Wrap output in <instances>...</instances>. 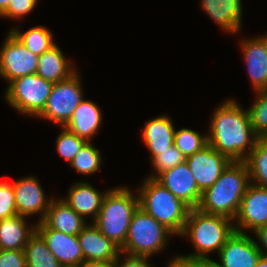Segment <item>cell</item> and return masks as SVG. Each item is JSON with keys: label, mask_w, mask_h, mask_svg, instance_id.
I'll list each match as a JSON object with an SVG mask.
<instances>
[{"label": "cell", "mask_w": 267, "mask_h": 267, "mask_svg": "<svg viewBox=\"0 0 267 267\" xmlns=\"http://www.w3.org/2000/svg\"><path fill=\"white\" fill-rule=\"evenodd\" d=\"M208 144V135L193 129L181 128L174 133V145L186 157L193 155Z\"/></svg>", "instance_id": "29"}, {"label": "cell", "mask_w": 267, "mask_h": 267, "mask_svg": "<svg viewBox=\"0 0 267 267\" xmlns=\"http://www.w3.org/2000/svg\"><path fill=\"white\" fill-rule=\"evenodd\" d=\"M240 47L253 90L255 92L265 90L267 88V34L255 36L253 39H242Z\"/></svg>", "instance_id": "16"}, {"label": "cell", "mask_w": 267, "mask_h": 267, "mask_svg": "<svg viewBox=\"0 0 267 267\" xmlns=\"http://www.w3.org/2000/svg\"><path fill=\"white\" fill-rule=\"evenodd\" d=\"M258 239L257 246L261 251V254L267 256V224L259 227L255 232H253ZM260 244H259V243Z\"/></svg>", "instance_id": "37"}, {"label": "cell", "mask_w": 267, "mask_h": 267, "mask_svg": "<svg viewBox=\"0 0 267 267\" xmlns=\"http://www.w3.org/2000/svg\"><path fill=\"white\" fill-rule=\"evenodd\" d=\"M109 190L99 192L90 182L78 181L69 187L67 197L62 199L77 214L84 219L90 217L94 222L100 212L103 199Z\"/></svg>", "instance_id": "18"}, {"label": "cell", "mask_w": 267, "mask_h": 267, "mask_svg": "<svg viewBox=\"0 0 267 267\" xmlns=\"http://www.w3.org/2000/svg\"><path fill=\"white\" fill-rule=\"evenodd\" d=\"M17 214L25 217L39 214L37 222L44 219L52 199L47 198L40 182L34 176L21 177L12 182Z\"/></svg>", "instance_id": "12"}, {"label": "cell", "mask_w": 267, "mask_h": 267, "mask_svg": "<svg viewBox=\"0 0 267 267\" xmlns=\"http://www.w3.org/2000/svg\"><path fill=\"white\" fill-rule=\"evenodd\" d=\"M254 100L248 112L254 132L259 138L267 137V91H256Z\"/></svg>", "instance_id": "30"}, {"label": "cell", "mask_w": 267, "mask_h": 267, "mask_svg": "<svg viewBox=\"0 0 267 267\" xmlns=\"http://www.w3.org/2000/svg\"><path fill=\"white\" fill-rule=\"evenodd\" d=\"M80 72L76 71L69 78L54 83L43 111L36 117L64 126L71 118L76 107L84 99Z\"/></svg>", "instance_id": "8"}, {"label": "cell", "mask_w": 267, "mask_h": 267, "mask_svg": "<svg viewBox=\"0 0 267 267\" xmlns=\"http://www.w3.org/2000/svg\"><path fill=\"white\" fill-rule=\"evenodd\" d=\"M122 255H124L125 259L121 257ZM149 260L150 257L147 256H132L120 252L114 262V267H152L151 265L153 264H149Z\"/></svg>", "instance_id": "36"}, {"label": "cell", "mask_w": 267, "mask_h": 267, "mask_svg": "<svg viewBox=\"0 0 267 267\" xmlns=\"http://www.w3.org/2000/svg\"><path fill=\"white\" fill-rule=\"evenodd\" d=\"M217 255L222 267H255L262 254L254 238L235 231Z\"/></svg>", "instance_id": "14"}, {"label": "cell", "mask_w": 267, "mask_h": 267, "mask_svg": "<svg viewBox=\"0 0 267 267\" xmlns=\"http://www.w3.org/2000/svg\"><path fill=\"white\" fill-rule=\"evenodd\" d=\"M67 59L60 47L55 45L39 56L36 74L52 83L65 80L77 71V66Z\"/></svg>", "instance_id": "23"}, {"label": "cell", "mask_w": 267, "mask_h": 267, "mask_svg": "<svg viewBox=\"0 0 267 267\" xmlns=\"http://www.w3.org/2000/svg\"><path fill=\"white\" fill-rule=\"evenodd\" d=\"M10 32L37 56L56 45L53 34L45 26H34L25 32L13 27Z\"/></svg>", "instance_id": "25"}, {"label": "cell", "mask_w": 267, "mask_h": 267, "mask_svg": "<svg viewBox=\"0 0 267 267\" xmlns=\"http://www.w3.org/2000/svg\"><path fill=\"white\" fill-rule=\"evenodd\" d=\"M234 221L235 231L240 233H245L247 230L255 232L259 227L267 224L266 187L249 184Z\"/></svg>", "instance_id": "11"}, {"label": "cell", "mask_w": 267, "mask_h": 267, "mask_svg": "<svg viewBox=\"0 0 267 267\" xmlns=\"http://www.w3.org/2000/svg\"><path fill=\"white\" fill-rule=\"evenodd\" d=\"M84 261L115 262L120 248L104 236L98 227L91 222L78 234Z\"/></svg>", "instance_id": "17"}, {"label": "cell", "mask_w": 267, "mask_h": 267, "mask_svg": "<svg viewBox=\"0 0 267 267\" xmlns=\"http://www.w3.org/2000/svg\"><path fill=\"white\" fill-rule=\"evenodd\" d=\"M0 267H27L24 250H1Z\"/></svg>", "instance_id": "35"}, {"label": "cell", "mask_w": 267, "mask_h": 267, "mask_svg": "<svg viewBox=\"0 0 267 267\" xmlns=\"http://www.w3.org/2000/svg\"><path fill=\"white\" fill-rule=\"evenodd\" d=\"M175 236L163 224L155 220L140 207L133 213L129 231L120 252L132 256L152 257L165 250L168 239Z\"/></svg>", "instance_id": "6"}, {"label": "cell", "mask_w": 267, "mask_h": 267, "mask_svg": "<svg viewBox=\"0 0 267 267\" xmlns=\"http://www.w3.org/2000/svg\"><path fill=\"white\" fill-rule=\"evenodd\" d=\"M234 220L223 216L206 214L198 208L190 209L183 231L179 236L190 239L195 252L177 255V259H207L214 251L219 253L225 242L235 232Z\"/></svg>", "instance_id": "3"}, {"label": "cell", "mask_w": 267, "mask_h": 267, "mask_svg": "<svg viewBox=\"0 0 267 267\" xmlns=\"http://www.w3.org/2000/svg\"><path fill=\"white\" fill-rule=\"evenodd\" d=\"M231 162L209 143L198 152L186 157V163L202 193L218 180Z\"/></svg>", "instance_id": "10"}, {"label": "cell", "mask_w": 267, "mask_h": 267, "mask_svg": "<svg viewBox=\"0 0 267 267\" xmlns=\"http://www.w3.org/2000/svg\"><path fill=\"white\" fill-rule=\"evenodd\" d=\"M36 231L42 236L48 249L63 267H77L84 261L78 235H69L50 229L42 221L36 223Z\"/></svg>", "instance_id": "15"}, {"label": "cell", "mask_w": 267, "mask_h": 267, "mask_svg": "<svg viewBox=\"0 0 267 267\" xmlns=\"http://www.w3.org/2000/svg\"><path fill=\"white\" fill-rule=\"evenodd\" d=\"M206 14L226 33H237L242 25V0H201Z\"/></svg>", "instance_id": "19"}, {"label": "cell", "mask_w": 267, "mask_h": 267, "mask_svg": "<svg viewBox=\"0 0 267 267\" xmlns=\"http://www.w3.org/2000/svg\"><path fill=\"white\" fill-rule=\"evenodd\" d=\"M39 0H10L7 9L0 15L4 19H22L34 11Z\"/></svg>", "instance_id": "34"}, {"label": "cell", "mask_w": 267, "mask_h": 267, "mask_svg": "<svg viewBox=\"0 0 267 267\" xmlns=\"http://www.w3.org/2000/svg\"><path fill=\"white\" fill-rule=\"evenodd\" d=\"M127 187L111 188L103 199L93 222L100 232L121 248L127 238L133 213L139 207V196Z\"/></svg>", "instance_id": "5"}, {"label": "cell", "mask_w": 267, "mask_h": 267, "mask_svg": "<svg viewBox=\"0 0 267 267\" xmlns=\"http://www.w3.org/2000/svg\"><path fill=\"white\" fill-rule=\"evenodd\" d=\"M167 265V267H190L185 261L177 259V255L173 256V258L169 260Z\"/></svg>", "instance_id": "40"}, {"label": "cell", "mask_w": 267, "mask_h": 267, "mask_svg": "<svg viewBox=\"0 0 267 267\" xmlns=\"http://www.w3.org/2000/svg\"><path fill=\"white\" fill-rule=\"evenodd\" d=\"M0 48V77L9 84L16 78L36 74L39 56L26 48L10 31Z\"/></svg>", "instance_id": "9"}, {"label": "cell", "mask_w": 267, "mask_h": 267, "mask_svg": "<svg viewBox=\"0 0 267 267\" xmlns=\"http://www.w3.org/2000/svg\"><path fill=\"white\" fill-rule=\"evenodd\" d=\"M211 117L208 143L231 161H245L259 139L248 109H242L234 99H226Z\"/></svg>", "instance_id": "1"}, {"label": "cell", "mask_w": 267, "mask_h": 267, "mask_svg": "<svg viewBox=\"0 0 267 267\" xmlns=\"http://www.w3.org/2000/svg\"><path fill=\"white\" fill-rule=\"evenodd\" d=\"M250 182L267 188V139L259 138L247 156Z\"/></svg>", "instance_id": "27"}, {"label": "cell", "mask_w": 267, "mask_h": 267, "mask_svg": "<svg viewBox=\"0 0 267 267\" xmlns=\"http://www.w3.org/2000/svg\"><path fill=\"white\" fill-rule=\"evenodd\" d=\"M60 128L63 130H61L56 138V150L60 157L65 159V161H68L70 164L80 148L87 141L81 137H78L64 126H60Z\"/></svg>", "instance_id": "31"}, {"label": "cell", "mask_w": 267, "mask_h": 267, "mask_svg": "<svg viewBox=\"0 0 267 267\" xmlns=\"http://www.w3.org/2000/svg\"><path fill=\"white\" fill-rule=\"evenodd\" d=\"M141 130V137L151 152L150 160L174 144L175 127L168 115H159L148 120Z\"/></svg>", "instance_id": "22"}, {"label": "cell", "mask_w": 267, "mask_h": 267, "mask_svg": "<svg viewBox=\"0 0 267 267\" xmlns=\"http://www.w3.org/2000/svg\"><path fill=\"white\" fill-rule=\"evenodd\" d=\"M53 85L37 74L16 78L4 92L6 103L20 114L36 118L45 108Z\"/></svg>", "instance_id": "7"}, {"label": "cell", "mask_w": 267, "mask_h": 267, "mask_svg": "<svg viewBox=\"0 0 267 267\" xmlns=\"http://www.w3.org/2000/svg\"><path fill=\"white\" fill-rule=\"evenodd\" d=\"M17 215L15 192L12 183L0 181V221Z\"/></svg>", "instance_id": "33"}, {"label": "cell", "mask_w": 267, "mask_h": 267, "mask_svg": "<svg viewBox=\"0 0 267 267\" xmlns=\"http://www.w3.org/2000/svg\"><path fill=\"white\" fill-rule=\"evenodd\" d=\"M190 267H222L219 262L211 258L207 259H192L185 261Z\"/></svg>", "instance_id": "38"}, {"label": "cell", "mask_w": 267, "mask_h": 267, "mask_svg": "<svg viewBox=\"0 0 267 267\" xmlns=\"http://www.w3.org/2000/svg\"><path fill=\"white\" fill-rule=\"evenodd\" d=\"M27 217L15 215L0 221V249L24 250L29 238L36 231L35 225L28 226Z\"/></svg>", "instance_id": "24"}, {"label": "cell", "mask_w": 267, "mask_h": 267, "mask_svg": "<svg viewBox=\"0 0 267 267\" xmlns=\"http://www.w3.org/2000/svg\"><path fill=\"white\" fill-rule=\"evenodd\" d=\"M250 183L245 161H232L218 180L202 193L198 209L206 214L223 215L234 220Z\"/></svg>", "instance_id": "2"}, {"label": "cell", "mask_w": 267, "mask_h": 267, "mask_svg": "<svg viewBox=\"0 0 267 267\" xmlns=\"http://www.w3.org/2000/svg\"><path fill=\"white\" fill-rule=\"evenodd\" d=\"M42 222L50 229L69 235H78L88 224L62 198H52Z\"/></svg>", "instance_id": "20"}, {"label": "cell", "mask_w": 267, "mask_h": 267, "mask_svg": "<svg viewBox=\"0 0 267 267\" xmlns=\"http://www.w3.org/2000/svg\"><path fill=\"white\" fill-rule=\"evenodd\" d=\"M255 267H267V256L261 255Z\"/></svg>", "instance_id": "41"}, {"label": "cell", "mask_w": 267, "mask_h": 267, "mask_svg": "<svg viewBox=\"0 0 267 267\" xmlns=\"http://www.w3.org/2000/svg\"><path fill=\"white\" fill-rule=\"evenodd\" d=\"M10 0H0V15L7 9Z\"/></svg>", "instance_id": "42"}, {"label": "cell", "mask_w": 267, "mask_h": 267, "mask_svg": "<svg viewBox=\"0 0 267 267\" xmlns=\"http://www.w3.org/2000/svg\"><path fill=\"white\" fill-rule=\"evenodd\" d=\"M185 161L186 156H184L173 144L164 152H159V155L151 160L155 172H152L148 177L156 178L160 173L176 167Z\"/></svg>", "instance_id": "32"}, {"label": "cell", "mask_w": 267, "mask_h": 267, "mask_svg": "<svg viewBox=\"0 0 267 267\" xmlns=\"http://www.w3.org/2000/svg\"><path fill=\"white\" fill-rule=\"evenodd\" d=\"M24 253L27 267H63L37 231L29 238Z\"/></svg>", "instance_id": "26"}, {"label": "cell", "mask_w": 267, "mask_h": 267, "mask_svg": "<svg viewBox=\"0 0 267 267\" xmlns=\"http://www.w3.org/2000/svg\"><path fill=\"white\" fill-rule=\"evenodd\" d=\"M100 109L94 101L83 99L64 127L87 142H91L102 124L103 112Z\"/></svg>", "instance_id": "21"}, {"label": "cell", "mask_w": 267, "mask_h": 267, "mask_svg": "<svg viewBox=\"0 0 267 267\" xmlns=\"http://www.w3.org/2000/svg\"><path fill=\"white\" fill-rule=\"evenodd\" d=\"M139 207L179 236L187 221L190 207L174 196L155 178L147 177L138 190Z\"/></svg>", "instance_id": "4"}, {"label": "cell", "mask_w": 267, "mask_h": 267, "mask_svg": "<svg viewBox=\"0 0 267 267\" xmlns=\"http://www.w3.org/2000/svg\"><path fill=\"white\" fill-rule=\"evenodd\" d=\"M92 144L91 142H86L69 164L78 173L86 175V177L98 172L101 164H103L100 150Z\"/></svg>", "instance_id": "28"}, {"label": "cell", "mask_w": 267, "mask_h": 267, "mask_svg": "<svg viewBox=\"0 0 267 267\" xmlns=\"http://www.w3.org/2000/svg\"><path fill=\"white\" fill-rule=\"evenodd\" d=\"M155 179L191 209L198 208L202 192L186 161L160 173Z\"/></svg>", "instance_id": "13"}, {"label": "cell", "mask_w": 267, "mask_h": 267, "mask_svg": "<svg viewBox=\"0 0 267 267\" xmlns=\"http://www.w3.org/2000/svg\"><path fill=\"white\" fill-rule=\"evenodd\" d=\"M77 267H114V262L82 261Z\"/></svg>", "instance_id": "39"}]
</instances>
